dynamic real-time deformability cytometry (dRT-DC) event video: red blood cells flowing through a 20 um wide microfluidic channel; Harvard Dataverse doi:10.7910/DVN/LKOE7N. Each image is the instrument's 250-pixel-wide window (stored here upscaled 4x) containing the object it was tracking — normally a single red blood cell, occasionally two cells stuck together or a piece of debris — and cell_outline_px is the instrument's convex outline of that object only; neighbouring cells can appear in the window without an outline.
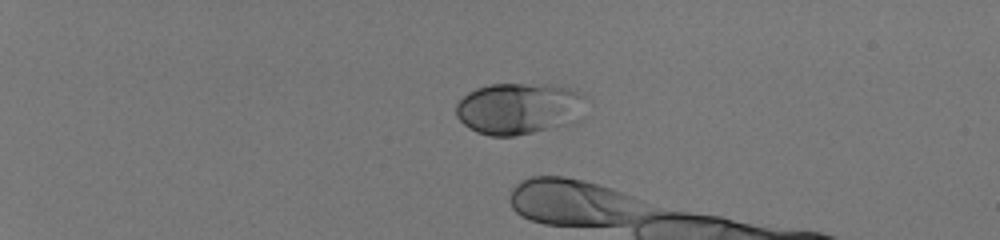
{"species": "human", "species_latin": "Homo sapiens", "temperature_condition": "room temperature", "stored_images_in_passage": 9, "camera_frame_rate_fps": 3000, "um_per_image_px": 0.085, "donor": {"sex": "male"}, "frame": {"image": 1, "passage_image": 1, "time_ms": 0.0, "image_size_px": [1000, 240], "cell_outline_px": [[584, 116], [576, 124], [516, 136], [488, 136], [476, 132], [468, 128], [456, 116], [456, 104], [468, 92], [476, 88], [492, 84], [552, 84], [576, 88], [584, 96]], "centroid_in_image_um": [44.2, 9.24], "position_along_channel_um": 40.8, "area_um2": 40.23}}